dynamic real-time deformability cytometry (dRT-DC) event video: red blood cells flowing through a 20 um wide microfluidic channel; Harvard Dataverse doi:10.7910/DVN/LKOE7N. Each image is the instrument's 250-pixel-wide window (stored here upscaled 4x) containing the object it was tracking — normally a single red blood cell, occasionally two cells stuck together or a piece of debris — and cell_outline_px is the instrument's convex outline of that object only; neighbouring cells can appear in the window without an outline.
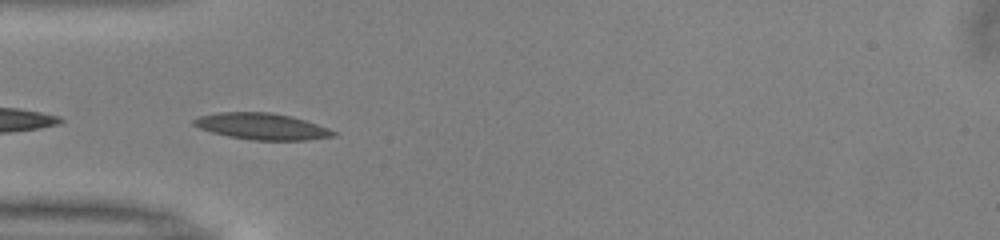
{"species": "common noctule bat (a hibernating species)", "species_latin": "Nyctalus noctula", "temperature_condition": "warm", "stored_images_in_passage": 8, "camera_frame_rate_fps": 3000, "um_per_image_px": 0.085, "animal": {"sex": "male", "body_mass_g": 13.0, "forearm_length_mm": 53.1}, "frame": {"image": 1, "passage_image": 1, "time_ms": 0.0, "image_size_px": [1000, 240], "cell_outline_px": [[336, 136], [304, 140], [252, 140], [228, 136], [212, 132], [200, 128], [192, 124], [192, 120], [200, 116], [220, 112], [268, 112], [288, 116], [304, 120], [328, 128], [336, 132]], "centroid_in_image_um": [22.24, 10.75], "position_along_channel_um": 62.8, "area_um2": 21.21}}